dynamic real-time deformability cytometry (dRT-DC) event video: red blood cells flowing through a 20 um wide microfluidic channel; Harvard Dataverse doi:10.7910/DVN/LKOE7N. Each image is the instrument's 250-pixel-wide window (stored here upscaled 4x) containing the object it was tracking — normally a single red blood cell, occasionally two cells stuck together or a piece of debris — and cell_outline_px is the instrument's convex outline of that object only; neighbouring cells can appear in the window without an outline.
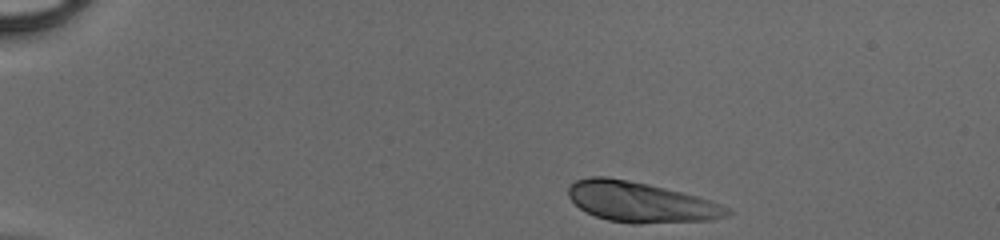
{"species": "human", "species_latin": "Homo sapiens", "temperature_condition": "cold", "stored_images_in_passage": 36, "camera_frame_rate_fps": 3000, "um_per_image_px": 0.085, "donor": {"sex": "male"}, "frame": {"image": 1, "passage_image": 1, "time_ms": 0.0, "image_size_px": [1000, 240], "cell_outline_px": [[732, 212], [728, 216], [712, 220], [640, 224], [632, 224], [608, 220], [596, 216], [580, 208], [568, 196], [568, 188], [576, 180], [588, 176], [608, 176], [648, 184], [696, 196], [732, 208]], "centroid_in_image_um": [54.47, 17.18], "position_along_channel_um": 30.5, "area_um2": 37.28}}
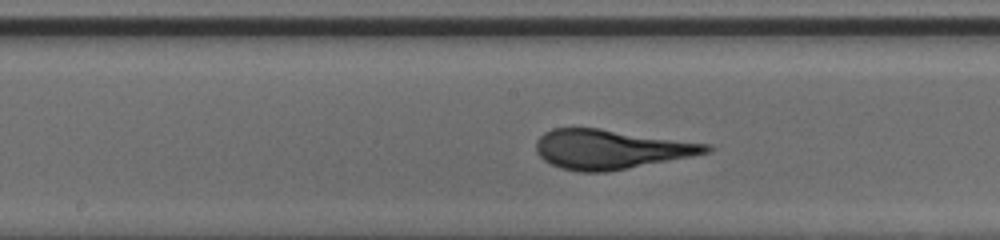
{"frame": {"image": 2, "passage_image": 19, "time_ms": 6.0, "image_size_px": [1000, 240], "cell_outline_px": [[712, 148], [708, 152], [608, 172], [580, 172], [560, 168], [544, 160], [536, 152], [536, 140], [544, 132], [552, 128], [600, 128], [712, 144]], "centroid_in_image_um": [51.86, 12.67], "position_along_channel_um": 196.3, "area_um2": 38.9}}
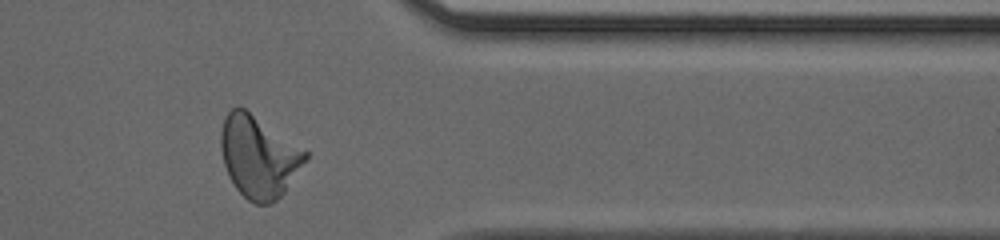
{"frame": {"image": 3, "passage_image": 33, "time_ms": 10.667, "image_size_px": [1000, 240], "cell_outline_px": [[308, 160], [284, 192], [272, 204], [256, 204], [248, 200], [236, 188], [228, 176], [224, 164], [220, 148], [220, 132], [224, 116], [232, 108], [240, 104], [308, 152]], "centroid_in_image_um": [21.97, 13.29], "position_along_channel_um": 389.4, "area_um2": 40.63}}